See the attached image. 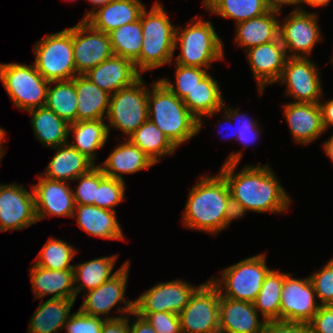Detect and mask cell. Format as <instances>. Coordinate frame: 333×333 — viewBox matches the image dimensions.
I'll list each match as a JSON object with an SVG mask.
<instances>
[{"label":"cell","mask_w":333,"mask_h":333,"mask_svg":"<svg viewBox=\"0 0 333 333\" xmlns=\"http://www.w3.org/2000/svg\"><path fill=\"white\" fill-rule=\"evenodd\" d=\"M3 157V153H0V160H1V158ZM1 162V161H0Z\"/></svg>","instance_id":"58"},{"label":"cell","mask_w":333,"mask_h":333,"mask_svg":"<svg viewBox=\"0 0 333 333\" xmlns=\"http://www.w3.org/2000/svg\"><path fill=\"white\" fill-rule=\"evenodd\" d=\"M32 115L31 123L40 142L48 147H58L68 143L69 123L58 117L46 106L28 110Z\"/></svg>","instance_id":"31"},{"label":"cell","mask_w":333,"mask_h":333,"mask_svg":"<svg viewBox=\"0 0 333 333\" xmlns=\"http://www.w3.org/2000/svg\"><path fill=\"white\" fill-rule=\"evenodd\" d=\"M204 6L223 18H234L236 24L262 16L272 9L268 0H204Z\"/></svg>","instance_id":"34"},{"label":"cell","mask_w":333,"mask_h":333,"mask_svg":"<svg viewBox=\"0 0 333 333\" xmlns=\"http://www.w3.org/2000/svg\"><path fill=\"white\" fill-rule=\"evenodd\" d=\"M261 333H313L310 323L269 320L266 321Z\"/></svg>","instance_id":"48"},{"label":"cell","mask_w":333,"mask_h":333,"mask_svg":"<svg viewBox=\"0 0 333 333\" xmlns=\"http://www.w3.org/2000/svg\"><path fill=\"white\" fill-rule=\"evenodd\" d=\"M137 315L145 318L157 333H181L178 314L170 312H155Z\"/></svg>","instance_id":"46"},{"label":"cell","mask_w":333,"mask_h":333,"mask_svg":"<svg viewBox=\"0 0 333 333\" xmlns=\"http://www.w3.org/2000/svg\"><path fill=\"white\" fill-rule=\"evenodd\" d=\"M279 38L286 52L300 51L305 56L311 53L317 41L322 39L317 15L295 8L284 23L279 24Z\"/></svg>","instance_id":"18"},{"label":"cell","mask_w":333,"mask_h":333,"mask_svg":"<svg viewBox=\"0 0 333 333\" xmlns=\"http://www.w3.org/2000/svg\"><path fill=\"white\" fill-rule=\"evenodd\" d=\"M265 255L246 258L222 271V281L211 280L221 296L232 300L254 303L261 289L265 276L270 269L267 268ZM226 288L223 293L222 284ZM221 284V285H220ZM224 294V295H223Z\"/></svg>","instance_id":"8"},{"label":"cell","mask_w":333,"mask_h":333,"mask_svg":"<svg viewBox=\"0 0 333 333\" xmlns=\"http://www.w3.org/2000/svg\"><path fill=\"white\" fill-rule=\"evenodd\" d=\"M179 29L176 28L174 49L180 42L182 52L176 57V64L208 69L211 62L223 58L222 41L210 21L198 20L181 32Z\"/></svg>","instance_id":"5"},{"label":"cell","mask_w":333,"mask_h":333,"mask_svg":"<svg viewBox=\"0 0 333 333\" xmlns=\"http://www.w3.org/2000/svg\"><path fill=\"white\" fill-rule=\"evenodd\" d=\"M128 317L105 318L101 333H129Z\"/></svg>","instance_id":"50"},{"label":"cell","mask_w":333,"mask_h":333,"mask_svg":"<svg viewBox=\"0 0 333 333\" xmlns=\"http://www.w3.org/2000/svg\"><path fill=\"white\" fill-rule=\"evenodd\" d=\"M116 258L117 256L101 257L74 266V281L81 283L75 287V295L83 288L93 290L114 276L116 272L111 273Z\"/></svg>","instance_id":"38"},{"label":"cell","mask_w":333,"mask_h":333,"mask_svg":"<svg viewBox=\"0 0 333 333\" xmlns=\"http://www.w3.org/2000/svg\"><path fill=\"white\" fill-rule=\"evenodd\" d=\"M30 274L35 298L53 294L54 299H76L74 269L49 270L34 264Z\"/></svg>","instance_id":"24"},{"label":"cell","mask_w":333,"mask_h":333,"mask_svg":"<svg viewBox=\"0 0 333 333\" xmlns=\"http://www.w3.org/2000/svg\"><path fill=\"white\" fill-rule=\"evenodd\" d=\"M182 101L199 121V129L203 126L201 117L211 116L214 112L221 111L223 105L218 82L209 73Z\"/></svg>","instance_id":"30"},{"label":"cell","mask_w":333,"mask_h":333,"mask_svg":"<svg viewBox=\"0 0 333 333\" xmlns=\"http://www.w3.org/2000/svg\"><path fill=\"white\" fill-rule=\"evenodd\" d=\"M303 2L307 3L308 5L317 7V6H327L330 0H299V4Z\"/></svg>","instance_id":"55"},{"label":"cell","mask_w":333,"mask_h":333,"mask_svg":"<svg viewBox=\"0 0 333 333\" xmlns=\"http://www.w3.org/2000/svg\"><path fill=\"white\" fill-rule=\"evenodd\" d=\"M254 78L258 81L260 93L265 85L277 83L288 59L280 38L247 50Z\"/></svg>","instance_id":"19"},{"label":"cell","mask_w":333,"mask_h":333,"mask_svg":"<svg viewBox=\"0 0 333 333\" xmlns=\"http://www.w3.org/2000/svg\"><path fill=\"white\" fill-rule=\"evenodd\" d=\"M143 41L140 56L134 61L141 72L160 67L172 61L175 51L176 28L163 7L155 2L151 11L145 9L140 16Z\"/></svg>","instance_id":"4"},{"label":"cell","mask_w":333,"mask_h":333,"mask_svg":"<svg viewBox=\"0 0 333 333\" xmlns=\"http://www.w3.org/2000/svg\"><path fill=\"white\" fill-rule=\"evenodd\" d=\"M309 323L313 333H333V305L320 306Z\"/></svg>","instance_id":"49"},{"label":"cell","mask_w":333,"mask_h":333,"mask_svg":"<svg viewBox=\"0 0 333 333\" xmlns=\"http://www.w3.org/2000/svg\"><path fill=\"white\" fill-rule=\"evenodd\" d=\"M291 277L284 274L280 320L309 323L321 305L315 303L316 293L309 277L305 280Z\"/></svg>","instance_id":"16"},{"label":"cell","mask_w":333,"mask_h":333,"mask_svg":"<svg viewBox=\"0 0 333 333\" xmlns=\"http://www.w3.org/2000/svg\"><path fill=\"white\" fill-rule=\"evenodd\" d=\"M320 305H333V259L321 271L309 277Z\"/></svg>","instance_id":"44"},{"label":"cell","mask_w":333,"mask_h":333,"mask_svg":"<svg viewBox=\"0 0 333 333\" xmlns=\"http://www.w3.org/2000/svg\"><path fill=\"white\" fill-rule=\"evenodd\" d=\"M269 5L274 9H280L284 4H299V0H268Z\"/></svg>","instance_id":"53"},{"label":"cell","mask_w":333,"mask_h":333,"mask_svg":"<svg viewBox=\"0 0 333 333\" xmlns=\"http://www.w3.org/2000/svg\"><path fill=\"white\" fill-rule=\"evenodd\" d=\"M220 292L209 280L191 296L178 314L181 333H213L219 330Z\"/></svg>","instance_id":"10"},{"label":"cell","mask_w":333,"mask_h":333,"mask_svg":"<svg viewBox=\"0 0 333 333\" xmlns=\"http://www.w3.org/2000/svg\"><path fill=\"white\" fill-rule=\"evenodd\" d=\"M280 9L272 8L268 13L237 23L236 40L238 45L252 47L275 41L279 38V24L276 19Z\"/></svg>","instance_id":"28"},{"label":"cell","mask_w":333,"mask_h":333,"mask_svg":"<svg viewBox=\"0 0 333 333\" xmlns=\"http://www.w3.org/2000/svg\"><path fill=\"white\" fill-rule=\"evenodd\" d=\"M37 221L33 191L16 184H0V232L21 230Z\"/></svg>","instance_id":"14"},{"label":"cell","mask_w":333,"mask_h":333,"mask_svg":"<svg viewBox=\"0 0 333 333\" xmlns=\"http://www.w3.org/2000/svg\"><path fill=\"white\" fill-rule=\"evenodd\" d=\"M213 333H227V332H224V331H221V330H217V331H215Z\"/></svg>","instance_id":"57"},{"label":"cell","mask_w":333,"mask_h":333,"mask_svg":"<svg viewBox=\"0 0 333 333\" xmlns=\"http://www.w3.org/2000/svg\"><path fill=\"white\" fill-rule=\"evenodd\" d=\"M281 80V81H280ZM279 81L287 84V95L296 103H320L322 86L316 65L300 53L288 55Z\"/></svg>","instance_id":"11"},{"label":"cell","mask_w":333,"mask_h":333,"mask_svg":"<svg viewBox=\"0 0 333 333\" xmlns=\"http://www.w3.org/2000/svg\"><path fill=\"white\" fill-rule=\"evenodd\" d=\"M37 71L48 81L70 80L75 77L73 27L47 35L34 48Z\"/></svg>","instance_id":"6"},{"label":"cell","mask_w":333,"mask_h":333,"mask_svg":"<svg viewBox=\"0 0 333 333\" xmlns=\"http://www.w3.org/2000/svg\"><path fill=\"white\" fill-rule=\"evenodd\" d=\"M80 180L73 196L76 205H93L96 199L97 189L100 184V167L94 166L87 173L78 176L75 181Z\"/></svg>","instance_id":"43"},{"label":"cell","mask_w":333,"mask_h":333,"mask_svg":"<svg viewBox=\"0 0 333 333\" xmlns=\"http://www.w3.org/2000/svg\"><path fill=\"white\" fill-rule=\"evenodd\" d=\"M136 69L133 61L113 55L93 69L87 71L84 76L109 95L132 86L142 76Z\"/></svg>","instance_id":"20"},{"label":"cell","mask_w":333,"mask_h":333,"mask_svg":"<svg viewBox=\"0 0 333 333\" xmlns=\"http://www.w3.org/2000/svg\"><path fill=\"white\" fill-rule=\"evenodd\" d=\"M127 141V142H126ZM119 145L104 161L103 166L99 165L103 173L111 178L124 181L121 174L135 173L150 168L155 163L129 139Z\"/></svg>","instance_id":"25"},{"label":"cell","mask_w":333,"mask_h":333,"mask_svg":"<svg viewBox=\"0 0 333 333\" xmlns=\"http://www.w3.org/2000/svg\"><path fill=\"white\" fill-rule=\"evenodd\" d=\"M113 55L107 33L95 30L85 20L73 26V56L77 75H84Z\"/></svg>","instance_id":"12"},{"label":"cell","mask_w":333,"mask_h":333,"mask_svg":"<svg viewBox=\"0 0 333 333\" xmlns=\"http://www.w3.org/2000/svg\"><path fill=\"white\" fill-rule=\"evenodd\" d=\"M284 107V116L297 143L308 144L325 131L319 103L293 102Z\"/></svg>","instance_id":"23"},{"label":"cell","mask_w":333,"mask_h":333,"mask_svg":"<svg viewBox=\"0 0 333 333\" xmlns=\"http://www.w3.org/2000/svg\"><path fill=\"white\" fill-rule=\"evenodd\" d=\"M77 224L88 234L106 238L123 240L120 224L116 219V212L94 205H76Z\"/></svg>","instance_id":"29"},{"label":"cell","mask_w":333,"mask_h":333,"mask_svg":"<svg viewBox=\"0 0 333 333\" xmlns=\"http://www.w3.org/2000/svg\"><path fill=\"white\" fill-rule=\"evenodd\" d=\"M129 140L155 164L162 156L172 155L176 149L165 134L149 119L129 136Z\"/></svg>","instance_id":"35"},{"label":"cell","mask_w":333,"mask_h":333,"mask_svg":"<svg viewBox=\"0 0 333 333\" xmlns=\"http://www.w3.org/2000/svg\"><path fill=\"white\" fill-rule=\"evenodd\" d=\"M90 3H92L93 5H95V7L93 8V10L91 12H88L87 15L83 18V20H85L93 11H96V7H101L104 6L106 3H108L110 0H89Z\"/></svg>","instance_id":"56"},{"label":"cell","mask_w":333,"mask_h":333,"mask_svg":"<svg viewBox=\"0 0 333 333\" xmlns=\"http://www.w3.org/2000/svg\"><path fill=\"white\" fill-rule=\"evenodd\" d=\"M128 272L129 262L127 261L109 280L88 291L79 310L95 317H99L102 314L109 315V310L121 301L126 305L123 309L119 308L118 312L121 311V314H125V312L132 314L134 312V301L129 302L124 298Z\"/></svg>","instance_id":"15"},{"label":"cell","mask_w":333,"mask_h":333,"mask_svg":"<svg viewBox=\"0 0 333 333\" xmlns=\"http://www.w3.org/2000/svg\"><path fill=\"white\" fill-rule=\"evenodd\" d=\"M71 131L75 143L70 145L94 163V150L101 149L106 143L109 126L103 120L78 121L69 125V133Z\"/></svg>","instance_id":"33"},{"label":"cell","mask_w":333,"mask_h":333,"mask_svg":"<svg viewBox=\"0 0 333 333\" xmlns=\"http://www.w3.org/2000/svg\"><path fill=\"white\" fill-rule=\"evenodd\" d=\"M53 149H57V153L47 166L45 174H43L48 179L74 181L78 176L87 173L95 166V163L73 148L69 143L62 144Z\"/></svg>","instance_id":"26"},{"label":"cell","mask_w":333,"mask_h":333,"mask_svg":"<svg viewBox=\"0 0 333 333\" xmlns=\"http://www.w3.org/2000/svg\"><path fill=\"white\" fill-rule=\"evenodd\" d=\"M76 250L66 242L51 238L43 246L35 263L37 266L49 270H68L74 266L70 262L74 258Z\"/></svg>","instance_id":"40"},{"label":"cell","mask_w":333,"mask_h":333,"mask_svg":"<svg viewBox=\"0 0 333 333\" xmlns=\"http://www.w3.org/2000/svg\"><path fill=\"white\" fill-rule=\"evenodd\" d=\"M52 83L57 84L51 88L50 85ZM45 106L69 124L77 122L78 104L74 78L70 80L50 81Z\"/></svg>","instance_id":"36"},{"label":"cell","mask_w":333,"mask_h":333,"mask_svg":"<svg viewBox=\"0 0 333 333\" xmlns=\"http://www.w3.org/2000/svg\"><path fill=\"white\" fill-rule=\"evenodd\" d=\"M198 288L182 280L157 284L134 301V312L136 314L155 312L179 314Z\"/></svg>","instance_id":"13"},{"label":"cell","mask_w":333,"mask_h":333,"mask_svg":"<svg viewBox=\"0 0 333 333\" xmlns=\"http://www.w3.org/2000/svg\"><path fill=\"white\" fill-rule=\"evenodd\" d=\"M241 157V153H231L219 172L229 187L237 218H241L246 210L272 213L285 211L290 203L289 196L268 165L247 166L234 175Z\"/></svg>","instance_id":"1"},{"label":"cell","mask_w":333,"mask_h":333,"mask_svg":"<svg viewBox=\"0 0 333 333\" xmlns=\"http://www.w3.org/2000/svg\"><path fill=\"white\" fill-rule=\"evenodd\" d=\"M105 319L81 312H74L64 325L67 333H101Z\"/></svg>","instance_id":"45"},{"label":"cell","mask_w":333,"mask_h":333,"mask_svg":"<svg viewBox=\"0 0 333 333\" xmlns=\"http://www.w3.org/2000/svg\"><path fill=\"white\" fill-rule=\"evenodd\" d=\"M0 80L17 108L28 111L46 105L50 81L34 65L1 63Z\"/></svg>","instance_id":"7"},{"label":"cell","mask_w":333,"mask_h":333,"mask_svg":"<svg viewBox=\"0 0 333 333\" xmlns=\"http://www.w3.org/2000/svg\"><path fill=\"white\" fill-rule=\"evenodd\" d=\"M176 88L167 79L160 81L179 99L183 100L208 74L207 69L176 64Z\"/></svg>","instance_id":"41"},{"label":"cell","mask_w":333,"mask_h":333,"mask_svg":"<svg viewBox=\"0 0 333 333\" xmlns=\"http://www.w3.org/2000/svg\"><path fill=\"white\" fill-rule=\"evenodd\" d=\"M239 110H233L229 108V110H226L225 113V122H230L231 120L235 121V118H238V116L242 119L239 120L241 121V123L239 124L238 129H236V133H235V137L237 138V140H241V142H243L244 144L249 142L251 143V141L253 142L254 140H256V136L258 135V125L256 122L252 121L251 119H247L246 115L241 116V114H239L238 112ZM231 119V120H230ZM237 120V119H236ZM238 120V122H239ZM237 128V127H236Z\"/></svg>","instance_id":"47"},{"label":"cell","mask_w":333,"mask_h":333,"mask_svg":"<svg viewBox=\"0 0 333 333\" xmlns=\"http://www.w3.org/2000/svg\"><path fill=\"white\" fill-rule=\"evenodd\" d=\"M188 197L182 220L192 229L217 234L237 218L229 187L220 173L202 177Z\"/></svg>","instance_id":"2"},{"label":"cell","mask_w":333,"mask_h":333,"mask_svg":"<svg viewBox=\"0 0 333 333\" xmlns=\"http://www.w3.org/2000/svg\"><path fill=\"white\" fill-rule=\"evenodd\" d=\"M324 149L327 156L333 162V135L330 137V139L327 142L324 143Z\"/></svg>","instance_id":"54"},{"label":"cell","mask_w":333,"mask_h":333,"mask_svg":"<svg viewBox=\"0 0 333 333\" xmlns=\"http://www.w3.org/2000/svg\"><path fill=\"white\" fill-rule=\"evenodd\" d=\"M115 56L135 61L140 56L143 41L141 19L108 33Z\"/></svg>","instance_id":"39"},{"label":"cell","mask_w":333,"mask_h":333,"mask_svg":"<svg viewBox=\"0 0 333 333\" xmlns=\"http://www.w3.org/2000/svg\"><path fill=\"white\" fill-rule=\"evenodd\" d=\"M132 314L136 315L138 319L129 327V333H157L145 318L137 315L135 312Z\"/></svg>","instance_id":"51"},{"label":"cell","mask_w":333,"mask_h":333,"mask_svg":"<svg viewBox=\"0 0 333 333\" xmlns=\"http://www.w3.org/2000/svg\"><path fill=\"white\" fill-rule=\"evenodd\" d=\"M322 116V125L327 130L329 125L333 126V99L321 105L319 103Z\"/></svg>","instance_id":"52"},{"label":"cell","mask_w":333,"mask_h":333,"mask_svg":"<svg viewBox=\"0 0 333 333\" xmlns=\"http://www.w3.org/2000/svg\"><path fill=\"white\" fill-rule=\"evenodd\" d=\"M144 9L139 0H110L98 11H93L85 21L95 30L108 34L125 24L139 20Z\"/></svg>","instance_id":"22"},{"label":"cell","mask_w":333,"mask_h":333,"mask_svg":"<svg viewBox=\"0 0 333 333\" xmlns=\"http://www.w3.org/2000/svg\"><path fill=\"white\" fill-rule=\"evenodd\" d=\"M124 193V181L106 176L100 168V184L93 205L115 211L114 206L124 200Z\"/></svg>","instance_id":"42"},{"label":"cell","mask_w":333,"mask_h":333,"mask_svg":"<svg viewBox=\"0 0 333 333\" xmlns=\"http://www.w3.org/2000/svg\"><path fill=\"white\" fill-rule=\"evenodd\" d=\"M77 94V122L103 120L105 110L108 112L110 95L92 83L84 75L74 77Z\"/></svg>","instance_id":"27"},{"label":"cell","mask_w":333,"mask_h":333,"mask_svg":"<svg viewBox=\"0 0 333 333\" xmlns=\"http://www.w3.org/2000/svg\"><path fill=\"white\" fill-rule=\"evenodd\" d=\"M284 273L270 270L265 276L254 302L255 309L263 315L264 321L280 320L281 294Z\"/></svg>","instance_id":"37"},{"label":"cell","mask_w":333,"mask_h":333,"mask_svg":"<svg viewBox=\"0 0 333 333\" xmlns=\"http://www.w3.org/2000/svg\"><path fill=\"white\" fill-rule=\"evenodd\" d=\"M254 303L232 300L220 294L219 330L227 333H261L266 321H259Z\"/></svg>","instance_id":"21"},{"label":"cell","mask_w":333,"mask_h":333,"mask_svg":"<svg viewBox=\"0 0 333 333\" xmlns=\"http://www.w3.org/2000/svg\"><path fill=\"white\" fill-rule=\"evenodd\" d=\"M151 91L148 94V119L176 148L200 131L199 121L160 80L153 83Z\"/></svg>","instance_id":"3"},{"label":"cell","mask_w":333,"mask_h":333,"mask_svg":"<svg viewBox=\"0 0 333 333\" xmlns=\"http://www.w3.org/2000/svg\"><path fill=\"white\" fill-rule=\"evenodd\" d=\"M37 220L47 215L72 217L77 216L73 189L65 181L39 177V183L33 185Z\"/></svg>","instance_id":"17"},{"label":"cell","mask_w":333,"mask_h":333,"mask_svg":"<svg viewBox=\"0 0 333 333\" xmlns=\"http://www.w3.org/2000/svg\"><path fill=\"white\" fill-rule=\"evenodd\" d=\"M142 78L132 86L110 95L106 118L112 127L127 136L133 134L148 119V94Z\"/></svg>","instance_id":"9"},{"label":"cell","mask_w":333,"mask_h":333,"mask_svg":"<svg viewBox=\"0 0 333 333\" xmlns=\"http://www.w3.org/2000/svg\"><path fill=\"white\" fill-rule=\"evenodd\" d=\"M74 302L75 299L50 298L42 303L31 319L29 333H56L64 328Z\"/></svg>","instance_id":"32"}]
</instances>
